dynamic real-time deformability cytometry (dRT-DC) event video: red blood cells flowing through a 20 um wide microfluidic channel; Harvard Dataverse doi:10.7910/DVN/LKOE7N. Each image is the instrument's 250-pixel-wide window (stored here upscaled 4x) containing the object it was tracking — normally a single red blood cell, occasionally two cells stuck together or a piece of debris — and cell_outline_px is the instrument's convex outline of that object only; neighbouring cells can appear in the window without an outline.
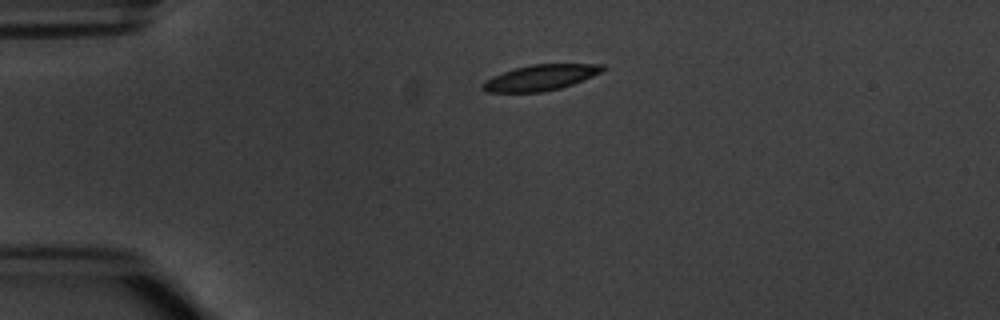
{"species": "common noctule bat (a hibernating species)", "species_latin": "Nyctalus noctula", "temperature_condition": "warm", "stored_images_in_passage": 2, "camera_frame_rate_fps": 3000, "um_per_image_px": 0.085, "animal": {"sex": "male", "body_mass_g": 20.1, "forearm_length_mm": 53.5}, "frame": {"image": 1, "passage_image": 1, "time_ms": 0.0, "image_size_px": [1000, 320], "cell_outline_px": [[604, 68], [600, 72], [584, 80], [560, 88], [540, 92], [488, 92], [480, 88], [480, 84], [484, 80], [492, 76], [516, 68], [532, 64], [604, 64]], "centroid_in_image_um": [45.89, 6.6], "position_along_channel_um": 39.1, "area_um2": 17.86}}